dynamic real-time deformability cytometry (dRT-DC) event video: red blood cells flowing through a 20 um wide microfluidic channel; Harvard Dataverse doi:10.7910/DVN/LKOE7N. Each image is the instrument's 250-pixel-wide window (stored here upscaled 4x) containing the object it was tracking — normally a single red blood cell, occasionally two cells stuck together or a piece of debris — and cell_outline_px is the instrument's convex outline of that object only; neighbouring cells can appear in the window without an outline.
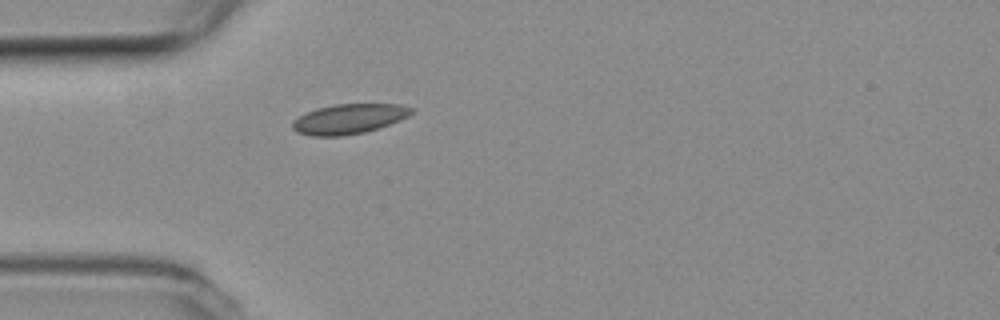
{"species": "common noctule bat (a hibernating species)", "species_latin": "Nyctalus noctula", "temperature_condition": "room temperature", "stored_images_in_passage": 1, "camera_frame_rate_fps": 3000, "um_per_image_px": 0.085, "animal": {"sex": "female", "body_mass_g": 19.3, "forearm_length_mm": 54.1}, "frame": {"image": 1, "passage_image": 1, "time_ms": 0.0, "image_size_px": [1000, 320], "cell_outline_px": [[416, 108], [408, 116], [388, 124], [364, 132], [344, 136], [312, 136], [296, 132], [292, 128], [292, 124], [300, 116], [316, 108], [332, 104], [400, 104]], "centroid_in_image_um": [29.66, 10.1], "position_along_channel_um": 55.3, "area_um2": 20.58}}